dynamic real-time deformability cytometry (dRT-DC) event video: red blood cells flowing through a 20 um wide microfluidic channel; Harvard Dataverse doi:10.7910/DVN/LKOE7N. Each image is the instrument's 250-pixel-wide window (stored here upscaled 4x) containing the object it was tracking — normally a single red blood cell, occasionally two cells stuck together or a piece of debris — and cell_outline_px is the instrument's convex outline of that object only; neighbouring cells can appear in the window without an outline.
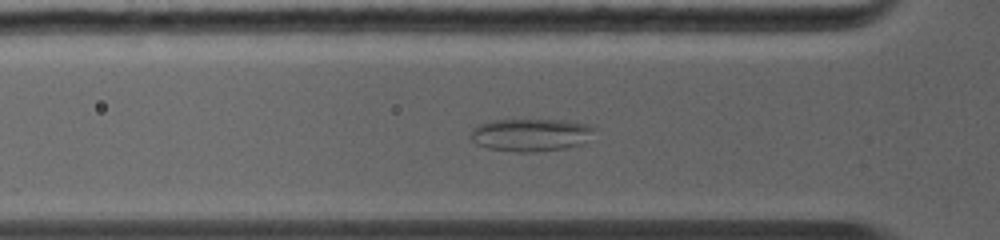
{"species": "common noctule bat (a hibernating species)", "species_latin": "Nyctalus noctula", "temperature_condition": "warm", "stored_images_in_passage": 49, "segment_of_instrument_passage": [1, 2], "camera_frame_rate_fps": 5000, "um_per_image_px": 0.085, "animal": {"sex": "female", "body_mass_g": 19.0, "forearm_length_mm": 56.7}, "frame": {"image": 1, "passage_image": 12, "time_ms": 3.0, "image_size_px": [1000, 240], "cell_outline_px": [[592, 128], [584, 144], [564, 148], [536, 152], [512, 152], [488, 148], [476, 144], [472, 140], [472, 132], [480, 124], [496, 120], [552, 120], [584, 124]], "centroid_in_image_um": [45.05, 11.49], "position_along_channel_um": 80.7, "area_um2": 22.89}}
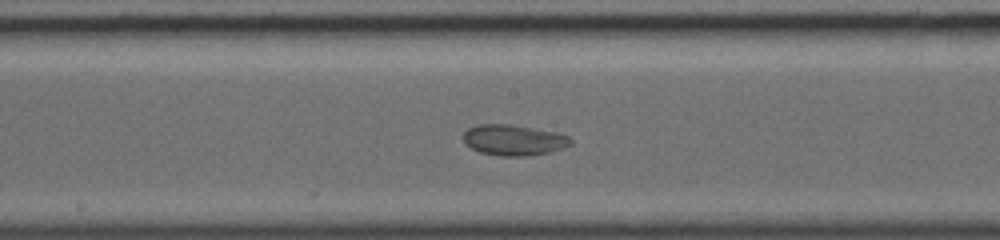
{"frame": {"image": 2, "passage_image": 24, "time_ms": 5.8, "image_size_px": [1000, 240], "cell_outline_px": [[572, 144], [548, 152], [528, 156], [500, 156], [480, 152], [472, 148], [464, 140], [464, 132], [468, 128], [476, 124], [508, 124], [552, 132], [568, 136], [572, 140]], "centroid_in_image_um": [43.63, 11.91], "position_along_channel_um": 204.6, "area_um2": 18.84}}
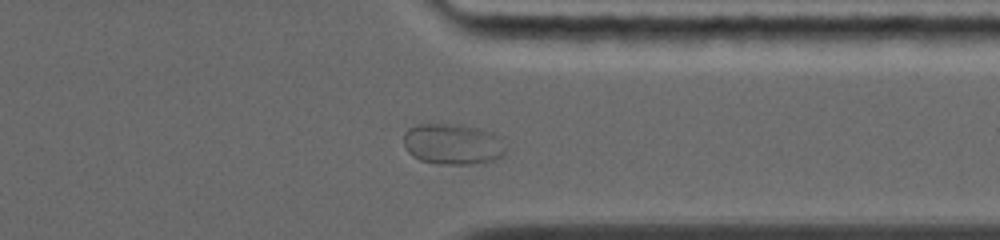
{"frame": {"image": 3, "passage_image": 40, "time_ms": 9.6, "image_size_px": [1000, 240], "cell_outline_px": [[504, 156], [496, 160], [468, 164], [436, 164], [420, 160], [412, 156], [408, 152], [404, 144], [404, 132], [408, 128], [416, 124], [460, 124], [480, 128], [496, 132], [504, 136]], "centroid_in_image_um": [38.53, 12.23], "position_along_channel_um": 372.9, "area_um2": 24.97}}